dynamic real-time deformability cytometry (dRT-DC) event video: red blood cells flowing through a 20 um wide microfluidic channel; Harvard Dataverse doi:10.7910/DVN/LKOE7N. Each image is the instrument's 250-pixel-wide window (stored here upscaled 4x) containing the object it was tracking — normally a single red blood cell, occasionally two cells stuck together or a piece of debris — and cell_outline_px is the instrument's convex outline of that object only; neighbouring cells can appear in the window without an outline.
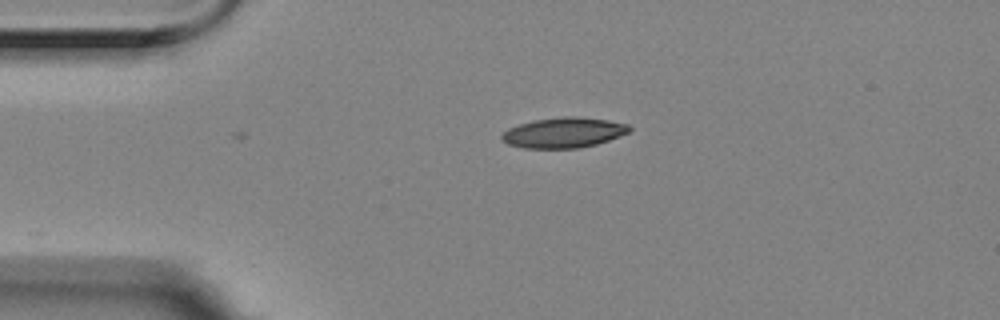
{"species": "Egyptian fruit bat (a non-hibernating species)", "species_latin": "Rousettus aegyptiacus", "temperature_condition": "room temperature", "stored_images_in_passage": 2, "camera_frame_rate_fps": 3000, "um_per_image_px": 0.085, "animal": {"sex": "female"}, "frame": {"image": 1, "passage_image": 2, "time_ms": 0.333, "image_size_px": [1000, 320], "cell_outline_px": [[632, 128], [628, 132], [620, 136], [596, 144], [576, 148], [524, 148], [508, 144], [500, 140], [500, 136], [508, 128], [532, 120], [564, 116], [576, 116], [608, 120], [628, 124]], "centroid_in_image_um": [47.89, 11.27], "position_along_channel_um": 37.1, "area_um2": 22.54}}